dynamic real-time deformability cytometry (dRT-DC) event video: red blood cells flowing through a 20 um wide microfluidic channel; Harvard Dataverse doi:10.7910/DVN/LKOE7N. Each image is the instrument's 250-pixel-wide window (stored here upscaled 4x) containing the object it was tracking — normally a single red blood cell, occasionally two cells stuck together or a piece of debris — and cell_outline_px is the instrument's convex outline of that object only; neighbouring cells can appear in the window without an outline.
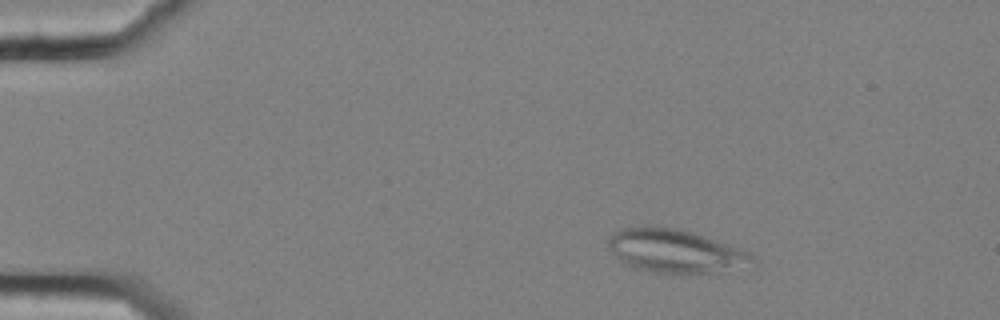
{"species": "common noctule bat (a hibernating species)", "species_latin": "Nyctalus noctula", "temperature_condition": "cold", "stored_images_in_passage": 55, "segment_of_instrument_passage": [1, 2], "camera_frame_rate_fps": 3000, "um_per_image_px": 0.085, "animal": {"sex": "female", "body_mass_g": 25.1}, "frame": {"image": 1, "passage_image": 7, "time_ms": 2.0, "image_size_px": [1000, 320], "cell_outline_px": [[756, 264], [708, 272], [656, 272], [636, 268], [620, 260], [608, 248], [608, 240], [612, 232], [624, 228], [644, 224], [676, 228], [692, 232], [752, 252], [756, 260]], "centroid_in_image_um": [57.37, 21.29], "position_along_channel_um": 27.6, "area_um2": 36.13}}